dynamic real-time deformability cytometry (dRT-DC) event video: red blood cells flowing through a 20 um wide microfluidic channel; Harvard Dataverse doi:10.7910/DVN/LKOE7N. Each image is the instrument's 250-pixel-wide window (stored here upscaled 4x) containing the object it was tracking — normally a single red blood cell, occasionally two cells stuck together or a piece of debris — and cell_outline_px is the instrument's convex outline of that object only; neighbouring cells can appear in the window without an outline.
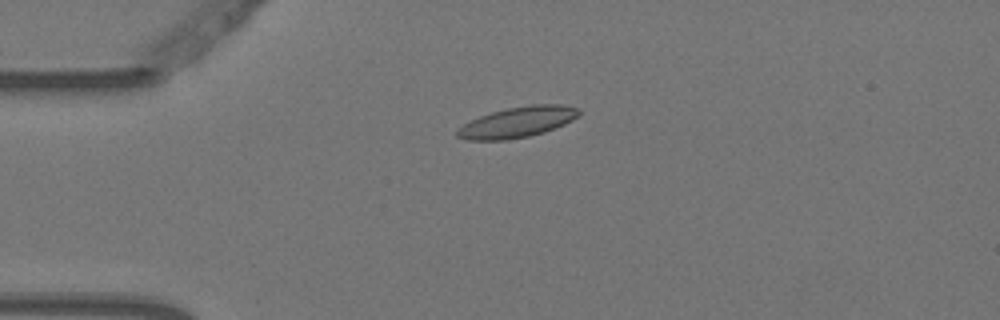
{"species": "Egyptian fruit bat (a non-hibernating species)", "species_latin": "Rousettus aegyptiacus", "temperature_condition": "warm", "stored_images_in_passage": 4, "camera_frame_rate_fps": 3000, "um_per_image_px": 0.085, "animal": {"sex": "female"}, "frame": {"image": 1, "passage_image": 3, "time_ms": 0.667, "image_size_px": [1000, 320], "cell_outline_px": [[580, 116], [564, 124], [544, 132], [528, 136], [508, 140], [468, 140], [456, 136], [456, 132], [464, 124], [480, 116], [492, 112], [508, 108], [532, 104], [560, 104], [580, 108]], "centroid_in_image_um": [44.02, 10.38], "position_along_channel_um": 41.0, "area_um2": 21.62}}